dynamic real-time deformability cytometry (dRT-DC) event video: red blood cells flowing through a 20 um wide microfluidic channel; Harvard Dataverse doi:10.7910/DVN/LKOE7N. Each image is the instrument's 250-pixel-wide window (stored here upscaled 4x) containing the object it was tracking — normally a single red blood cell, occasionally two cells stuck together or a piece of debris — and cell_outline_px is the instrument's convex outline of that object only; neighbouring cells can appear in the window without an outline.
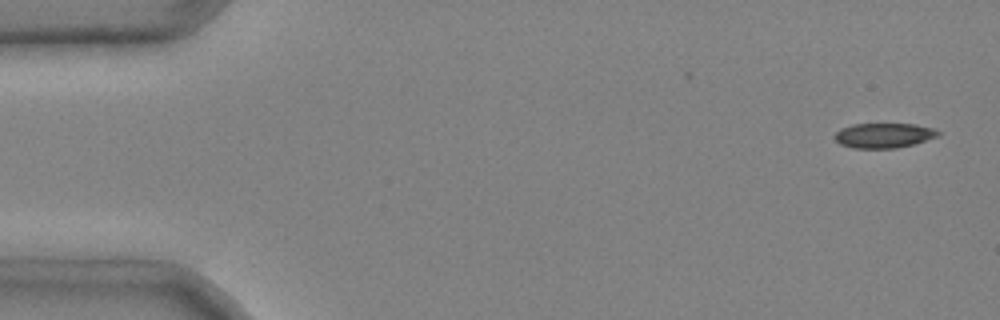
{"species": "common noctule bat (a hibernating species)", "species_latin": "Nyctalus noctula", "temperature_condition": "cold", "stored_images_in_passage": 4, "camera_frame_rate_fps": 3000, "um_per_image_px": 0.085, "animal": {"sex": "male", "body_mass_g": 20.4}, "frame": {"image": 1, "passage_image": 1, "time_ms": 0.0, "image_size_px": [1000, 320], "cell_outline_px": [[940, 136], [912, 144], [896, 148], [852, 148], [840, 144], [836, 140], [836, 132], [840, 128], [852, 124], [916, 124], [932, 128], [940, 132]], "centroid_in_image_um": [75.12, 11.51], "position_along_channel_um": 9.9, "area_um2": 14.91}}
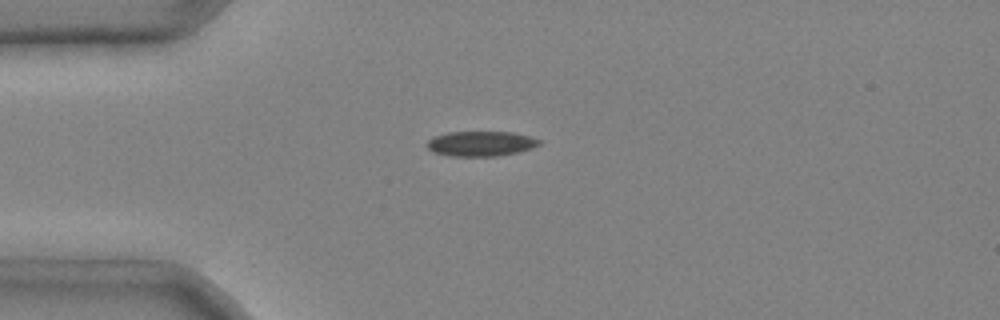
{"frame": {"image": 2, "passage_image": 4, "time_ms": 1.0, "image_size_px": [1000, 320], "cell_outline_px": [[540, 144], [532, 148], [516, 152], [496, 156], [448, 156], [436, 152], [428, 148], [428, 140], [432, 136], [448, 132], [512, 132], [528, 136], [540, 140]], "centroid_in_image_um": [40.85, 12.2], "position_along_channel_um": 44.1, "area_um2": 16.18}}